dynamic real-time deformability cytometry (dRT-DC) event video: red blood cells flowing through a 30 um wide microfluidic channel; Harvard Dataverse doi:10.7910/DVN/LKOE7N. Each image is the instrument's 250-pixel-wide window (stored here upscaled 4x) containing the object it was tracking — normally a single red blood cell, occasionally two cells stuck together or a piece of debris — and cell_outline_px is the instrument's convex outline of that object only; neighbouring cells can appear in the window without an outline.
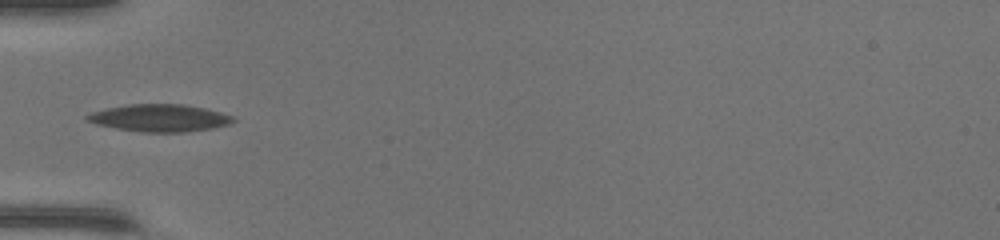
{"species": "common noctule bat (a hibernating species)", "species_latin": "Nyctalus noctula", "temperature_condition": "warm", "stored_images_in_passage": 17, "camera_frame_rate_fps": 3000, "um_per_image_px": 0.085, "animal": {"sex": "female", "body_mass_g": 17.0, "forearm_length_mm": 48.0}, "frame": {"image": 1, "passage_image": 1, "time_ms": 0.0, "image_size_px": [1000, 240], "cell_outline_px": [[236, 120], [228, 124], [212, 128], [184, 132], [140, 132], [116, 128], [96, 124], [88, 120], [84, 116], [92, 112], [108, 108], [128, 104], [184, 104], [204, 108], [220, 112], [232, 116]], "centroid_in_image_um": [13.57, 10.02], "position_along_channel_um": 71.4, "area_um2": 23.06}}
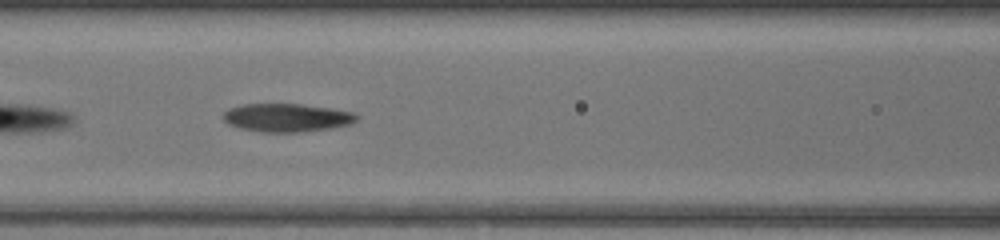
{"frame": {"image": 2, "passage_image": 6, "time_ms": 1.667, "image_size_px": [1000, 240], "cell_outline_px": [[360, 116], [356, 120], [348, 124], [328, 128], [304, 132], [260, 132], [240, 128], [228, 124], [224, 120], [224, 112], [232, 108], [244, 104], [300, 104], [328, 108], [352, 112]], "centroid_in_image_um": [24.36, 10.01], "position_along_channel_um": 142.2, "area_um2": 21.68}}